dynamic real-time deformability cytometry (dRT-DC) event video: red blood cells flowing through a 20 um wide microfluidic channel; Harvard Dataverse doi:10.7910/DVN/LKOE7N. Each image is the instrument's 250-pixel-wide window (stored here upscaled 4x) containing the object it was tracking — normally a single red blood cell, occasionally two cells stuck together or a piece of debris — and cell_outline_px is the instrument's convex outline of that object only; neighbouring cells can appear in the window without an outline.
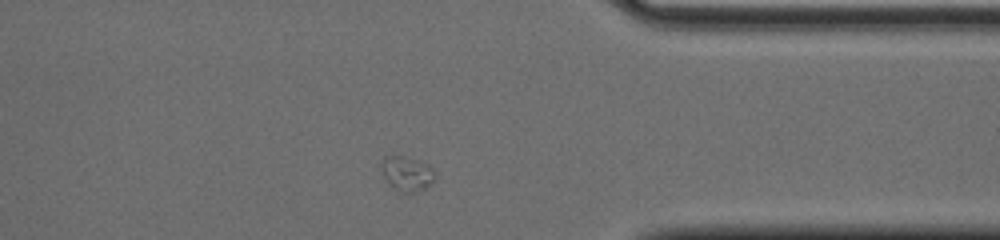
{"species": "common noctule bat (a hibernating species)", "species_latin": "Nyctalus noctula", "temperature_condition": "cold", "stored_images_in_passage": 44, "camera_frame_rate_fps": 3000, "um_per_image_px": 0.085, "animal": {"sex": "male", "body_mass_g": 20.0, "forearm_length_mm": 53.3}, "frame": {"image": 1, "passage_image": 32, "time_ms": 10.333, "image_size_px": [1000, 240], "cell_outline_px": [[436, 180], [432, 184], [416, 192], [400, 192], [384, 176], [380, 164], [384, 156], [404, 156], [428, 164], [432, 168], [436, 176]], "centroid_in_image_um": [34.63, 14.74], "position_along_channel_um": 376.8, "area_um2": 10.69}}
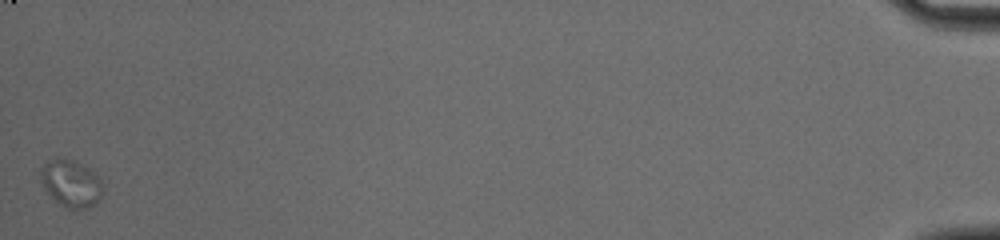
{"frame": {"image": 2, "passage_image": 44, "time_ms": 14.333, "image_size_px": [1000, 240], "cell_outline_px": [[104, 192], [96, 204], [88, 208], [68, 208], [60, 204], [44, 188], [40, 180], [40, 168], [48, 160], [72, 160], [88, 168], [100, 180], [104, 188]], "centroid_in_image_um": [6.05, 15.62], "position_along_channel_um": 429.1, "area_um2": 16.7}}